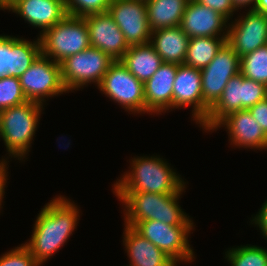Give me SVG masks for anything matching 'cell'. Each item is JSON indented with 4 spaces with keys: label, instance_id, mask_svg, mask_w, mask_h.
I'll return each mask as SVG.
<instances>
[{
    "label": "cell",
    "instance_id": "obj_1",
    "mask_svg": "<svg viewBox=\"0 0 267 266\" xmlns=\"http://www.w3.org/2000/svg\"><path fill=\"white\" fill-rule=\"evenodd\" d=\"M80 212L74 201L62 195L53 197L41 208L31 238L23 243L40 266L69 241L78 226Z\"/></svg>",
    "mask_w": 267,
    "mask_h": 266
},
{
    "label": "cell",
    "instance_id": "obj_2",
    "mask_svg": "<svg viewBox=\"0 0 267 266\" xmlns=\"http://www.w3.org/2000/svg\"><path fill=\"white\" fill-rule=\"evenodd\" d=\"M130 160V169L116 179L113 192L173 194L187 188L182 176L159 155L134 156Z\"/></svg>",
    "mask_w": 267,
    "mask_h": 266
},
{
    "label": "cell",
    "instance_id": "obj_3",
    "mask_svg": "<svg viewBox=\"0 0 267 266\" xmlns=\"http://www.w3.org/2000/svg\"><path fill=\"white\" fill-rule=\"evenodd\" d=\"M186 191L173 194L149 192H113L123 206L124 224L133 227L145 220H157L172 226H196L179 200Z\"/></svg>",
    "mask_w": 267,
    "mask_h": 266
},
{
    "label": "cell",
    "instance_id": "obj_4",
    "mask_svg": "<svg viewBox=\"0 0 267 266\" xmlns=\"http://www.w3.org/2000/svg\"><path fill=\"white\" fill-rule=\"evenodd\" d=\"M44 107L40 103L27 101L0 111V140L4 142L8 154L7 158L2 156L0 162H9V158L25 161Z\"/></svg>",
    "mask_w": 267,
    "mask_h": 266
},
{
    "label": "cell",
    "instance_id": "obj_5",
    "mask_svg": "<svg viewBox=\"0 0 267 266\" xmlns=\"http://www.w3.org/2000/svg\"><path fill=\"white\" fill-rule=\"evenodd\" d=\"M39 39L42 55L57 63L91 47L84 17L66 15L39 35Z\"/></svg>",
    "mask_w": 267,
    "mask_h": 266
},
{
    "label": "cell",
    "instance_id": "obj_6",
    "mask_svg": "<svg viewBox=\"0 0 267 266\" xmlns=\"http://www.w3.org/2000/svg\"><path fill=\"white\" fill-rule=\"evenodd\" d=\"M114 60L102 50L90 47L63 60L61 78L67 93L91 83L98 87Z\"/></svg>",
    "mask_w": 267,
    "mask_h": 266
},
{
    "label": "cell",
    "instance_id": "obj_7",
    "mask_svg": "<svg viewBox=\"0 0 267 266\" xmlns=\"http://www.w3.org/2000/svg\"><path fill=\"white\" fill-rule=\"evenodd\" d=\"M195 226H172L157 220H145L132 228L142 237L152 242L176 264L191 263L195 260L194 249L189 243V235Z\"/></svg>",
    "mask_w": 267,
    "mask_h": 266
},
{
    "label": "cell",
    "instance_id": "obj_8",
    "mask_svg": "<svg viewBox=\"0 0 267 266\" xmlns=\"http://www.w3.org/2000/svg\"><path fill=\"white\" fill-rule=\"evenodd\" d=\"M102 94L130 114H145L144 83L121 60L114 61L97 87Z\"/></svg>",
    "mask_w": 267,
    "mask_h": 266
},
{
    "label": "cell",
    "instance_id": "obj_9",
    "mask_svg": "<svg viewBox=\"0 0 267 266\" xmlns=\"http://www.w3.org/2000/svg\"><path fill=\"white\" fill-rule=\"evenodd\" d=\"M19 80L26 99L44 106L49 98L67 94L61 78L60 63L42 54L20 76Z\"/></svg>",
    "mask_w": 267,
    "mask_h": 266
},
{
    "label": "cell",
    "instance_id": "obj_10",
    "mask_svg": "<svg viewBox=\"0 0 267 266\" xmlns=\"http://www.w3.org/2000/svg\"><path fill=\"white\" fill-rule=\"evenodd\" d=\"M240 56L226 41L208 66L201 69L203 101L211 108L229 80L240 72Z\"/></svg>",
    "mask_w": 267,
    "mask_h": 266
},
{
    "label": "cell",
    "instance_id": "obj_11",
    "mask_svg": "<svg viewBox=\"0 0 267 266\" xmlns=\"http://www.w3.org/2000/svg\"><path fill=\"white\" fill-rule=\"evenodd\" d=\"M108 12L129 46L150 42L152 32L147 19L145 0H112Z\"/></svg>",
    "mask_w": 267,
    "mask_h": 266
},
{
    "label": "cell",
    "instance_id": "obj_12",
    "mask_svg": "<svg viewBox=\"0 0 267 266\" xmlns=\"http://www.w3.org/2000/svg\"><path fill=\"white\" fill-rule=\"evenodd\" d=\"M173 85V110L191 106L192 120L200 126L210 110L203 101L201 70L185 64L178 65Z\"/></svg>",
    "mask_w": 267,
    "mask_h": 266
},
{
    "label": "cell",
    "instance_id": "obj_13",
    "mask_svg": "<svg viewBox=\"0 0 267 266\" xmlns=\"http://www.w3.org/2000/svg\"><path fill=\"white\" fill-rule=\"evenodd\" d=\"M230 21L227 42L240 57L267 44V17L255 10H245Z\"/></svg>",
    "mask_w": 267,
    "mask_h": 266
},
{
    "label": "cell",
    "instance_id": "obj_14",
    "mask_svg": "<svg viewBox=\"0 0 267 266\" xmlns=\"http://www.w3.org/2000/svg\"><path fill=\"white\" fill-rule=\"evenodd\" d=\"M36 39L28 41L19 36L0 35V78H20L36 61L42 54L39 36Z\"/></svg>",
    "mask_w": 267,
    "mask_h": 266
},
{
    "label": "cell",
    "instance_id": "obj_15",
    "mask_svg": "<svg viewBox=\"0 0 267 266\" xmlns=\"http://www.w3.org/2000/svg\"><path fill=\"white\" fill-rule=\"evenodd\" d=\"M225 127L230 145L236 148L267 150V135L248 109L232 112L224 117L211 132ZM219 128V129H218Z\"/></svg>",
    "mask_w": 267,
    "mask_h": 266
},
{
    "label": "cell",
    "instance_id": "obj_16",
    "mask_svg": "<svg viewBox=\"0 0 267 266\" xmlns=\"http://www.w3.org/2000/svg\"><path fill=\"white\" fill-rule=\"evenodd\" d=\"M84 19L91 47L102 50L114 61L121 60L129 45L112 15L106 11L85 16Z\"/></svg>",
    "mask_w": 267,
    "mask_h": 266
},
{
    "label": "cell",
    "instance_id": "obj_17",
    "mask_svg": "<svg viewBox=\"0 0 267 266\" xmlns=\"http://www.w3.org/2000/svg\"><path fill=\"white\" fill-rule=\"evenodd\" d=\"M229 20L213 9L189 0L181 28L190 37H228Z\"/></svg>",
    "mask_w": 267,
    "mask_h": 266
},
{
    "label": "cell",
    "instance_id": "obj_18",
    "mask_svg": "<svg viewBox=\"0 0 267 266\" xmlns=\"http://www.w3.org/2000/svg\"><path fill=\"white\" fill-rule=\"evenodd\" d=\"M178 64L163 63L144 83L145 114L160 115L173 110V84Z\"/></svg>",
    "mask_w": 267,
    "mask_h": 266
},
{
    "label": "cell",
    "instance_id": "obj_19",
    "mask_svg": "<svg viewBox=\"0 0 267 266\" xmlns=\"http://www.w3.org/2000/svg\"><path fill=\"white\" fill-rule=\"evenodd\" d=\"M5 10L19 15L35 29L39 28V35L67 15L64 0H14Z\"/></svg>",
    "mask_w": 267,
    "mask_h": 266
},
{
    "label": "cell",
    "instance_id": "obj_20",
    "mask_svg": "<svg viewBox=\"0 0 267 266\" xmlns=\"http://www.w3.org/2000/svg\"><path fill=\"white\" fill-rule=\"evenodd\" d=\"M123 225L122 241L128 260H130L127 266H178L169 256L132 227Z\"/></svg>",
    "mask_w": 267,
    "mask_h": 266
},
{
    "label": "cell",
    "instance_id": "obj_21",
    "mask_svg": "<svg viewBox=\"0 0 267 266\" xmlns=\"http://www.w3.org/2000/svg\"><path fill=\"white\" fill-rule=\"evenodd\" d=\"M190 37L181 26L167 27L151 33L150 44L164 63L184 64Z\"/></svg>",
    "mask_w": 267,
    "mask_h": 266
},
{
    "label": "cell",
    "instance_id": "obj_22",
    "mask_svg": "<svg viewBox=\"0 0 267 266\" xmlns=\"http://www.w3.org/2000/svg\"><path fill=\"white\" fill-rule=\"evenodd\" d=\"M239 110H243V75L240 72L229 80L221 97L210 108L199 127L205 132H211L224 117Z\"/></svg>",
    "mask_w": 267,
    "mask_h": 266
},
{
    "label": "cell",
    "instance_id": "obj_23",
    "mask_svg": "<svg viewBox=\"0 0 267 266\" xmlns=\"http://www.w3.org/2000/svg\"><path fill=\"white\" fill-rule=\"evenodd\" d=\"M121 62L143 83L149 80L164 63L150 43L130 45Z\"/></svg>",
    "mask_w": 267,
    "mask_h": 266
},
{
    "label": "cell",
    "instance_id": "obj_24",
    "mask_svg": "<svg viewBox=\"0 0 267 266\" xmlns=\"http://www.w3.org/2000/svg\"><path fill=\"white\" fill-rule=\"evenodd\" d=\"M151 32L180 26L189 0H145Z\"/></svg>",
    "mask_w": 267,
    "mask_h": 266
},
{
    "label": "cell",
    "instance_id": "obj_25",
    "mask_svg": "<svg viewBox=\"0 0 267 266\" xmlns=\"http://www.w3.org/2000/svg\"><path fill=\"white\" fill-rule=\"evenodd\" d=\"M228 37H193L190 38L184 64L196 69H203L216 56Z\"/></svg>",
    "mask_w": 267,
    "mask_h": 266
},
{
    "label": "cell",
    "instance_id": "obj_26",
    "mask_svg": "<svg viewBox=\"0 0 267 266\" xmlns=\"http://www.w3.org/2000/svg\"><path fill=\"white\" fill-rule=\"evenodd\" d=\"M230 266H267V249L257 245L230 247L225 252Z\"/></svg>",
    "mask_w": 267,
    "mask_h": 266
},
{
    "label": "cell",
    "instance_id": "obj_27",
    "mask_svg": "<svg viewBox=\"0 0 267 266\" xmlns=\"http://www.w3.org/2000/svg\"><path fill=\"white\" fill-rule=\"evenodd\" d=\"M240 73L267 86V44L240 57Z\"/></svg>",
    "mask_w": 267,
    "mask_h": 266
},
{
    "label": "cell",
    "instance_id": "obj_28",
    "mask_svg": "<svg viewBox=\"0 0 267 266\" xmlns=\"http://www.w3.org/2000/svg\"><path fill=\"white\" fill-rule=\"evenodd\" d=\"M17 77L0 78V111L27 102Z\"/></svg>",
    "mask_w": 267,
    "mask_h": 266
},
{
    "label": "cell",
    "instance_id": "obj_29",
    "mask_svg": "<svg viewBox=\"0 0 267 266\" xmlns=\"http://www.w3.org/2000/svg\"><path fill=\"white\" fill-rule=\"evenodd\" d=\"M67 15L85 17L106 12L112 0H64Z\"/></svg>",
    "mask_w": 267,
    "mask_h": 266
},
{
    "label": "cell",
    "instance_id": "obj_30",
    "mask_svg": "<svg viewBox=\"0 0 267 266\" xmlns=\"http://www.w3.org/2000/svg\"><path fill=\"white\" fill-rule=\"evenodd\" d=\"M0 266H40L22 243L0 256Z\"/></svg>",
    "mask_w": 267,
    "mask_h": 266
},
{
    "label": "cell",
    "instance_id": "obj_31",
    "mask_svg": "<svg viewBox=\"0 0 267 266\" xmlns=\"http://www.w3.org/2000/svg\"><path fill=\"white\" fill-rule=\"evenodd\" d=\"M267 97V86L243 76V109L254 106Z\"/></svg>",
    "mask_w": 267,
    "mask_h": 266
},
{
    "label": "cell",
    "instance_id": "obj_32",
    "mask_svg": "<svg viewBox=\"0 0 267 266\" xmlns=\"http://www.w3.org/2000/svg\"><path fill=\"white\" fill-rule=\"evenodd\" d=\"M200 4L207 6L214 11L226 17L229 21L233 19L234 14H238L234 8L232 0H196Z\"/></svg>",
    "mask_w": 267,
    "mask_h": 266
},
{
    "label": "cell",
    "instance_id": "obj_33",
    "mask_svg": "<svg viewBox=\"0 0 267 266\" xmlns=\"http://www.w3.org/2000/svg\"><path fill=\"white\" fill-rule=\"evenodd\" d=\"M248 110L267 135V97Z\"/></svg>",
    "mask_w": 267,
    "mask_h": 266
},
{
    "label": "cell",
    "instance_id": "obj_34",
    "mask_svg": "<svg viewBox=\"0 0 267 266\" xmlns=\"http://www.w3.org/2000/svg\"><path fill=\"white\" fill-rule=\"evenodd\" d=\"M250 224L255 225L259 228L261 235L264 236L267 240V199L262 204V207L259 209L257 214L252 215V219L250 218Z\"/></svg>",
    "mask_w": 267,
    "mask_h": 266
},
{
    "label": "cell",
    "instance_id": "obj_35",
    "mask_svg": "<svg viewBox=\"0 0 267 266\" xmlns=\"http://www.w3.org/2000/svg\"><path fill=\"white\" fill-rule=\"evenodd\" d=\"M8 162H0V210L3 204V198L5 194V188H7L6 183L8 180V168H9Z\"/></svg>",
    "mask_w": 267,
    "mask_h": 266
},
{
    "label": "cell",
    "instance_id": "obj_36",
    "mask_svg": "<svg viewBox=\"0 0 267 266\" xmlns=\"http://www.w3.org/2000/svg\"><path fill=\"white\" fill-rule=\"evenodd\" d=\"M257 0H232L234 8L239 12L241 9L254 10Z\"/></svg>",
    "mask_w": 267,
    "mask_h": 266
},
{
    "label": "cell",
    "instance_id": "obj_37",
    "mask_svg": "<svg viewBox=\"0 0 267 266\" xmlns=\"http://www.w3.org/2000/svg\"><path fill=\"white\" fill-rule=\"evenodd\" d=\"M254 10L263 13L267 17V0H257Z\"/></svg>",
    "mask_w": 267,
    "mask_h": 266
},
{
    "label": "cell",
    "instance_id": "obj_38",
    "mask_svg": "<svg viewBox=\"0 0 267 266\" xmlns=\"http://www.w3.org/2000/svg\"><path fill=\"white\" fill-rule=\"evenodd\" d=\"M14 0H0V7L3 11L13 2Z\"/></svg>",
    "mask_w": 267,
    "mask_h": 266
}]
</instances>
